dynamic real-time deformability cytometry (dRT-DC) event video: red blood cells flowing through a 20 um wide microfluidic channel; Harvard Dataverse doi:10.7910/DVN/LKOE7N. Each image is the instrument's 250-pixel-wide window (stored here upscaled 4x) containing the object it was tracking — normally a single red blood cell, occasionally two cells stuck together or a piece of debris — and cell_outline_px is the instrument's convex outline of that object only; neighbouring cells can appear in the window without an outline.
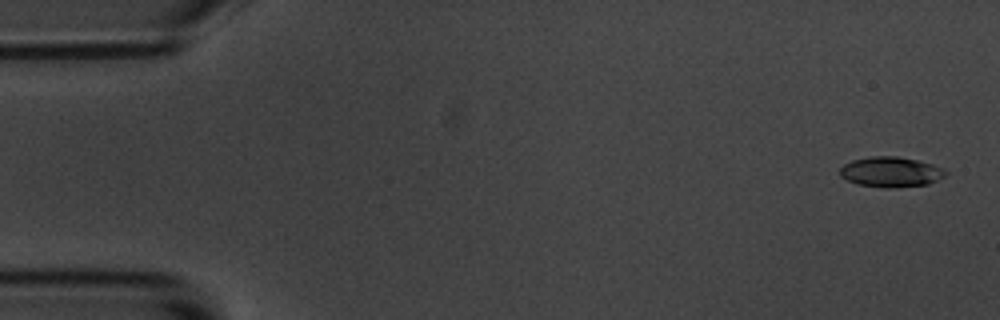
{"species": "common noctule bat (a hibernating species)", "species_latin": "Nyctalus noctula", "temperature_condition": "room temperature", "stored_images_in_passage": 4, "camera_frame_rate_fps": 3000, "um_per_image_px": 0.085, "animal": {"sex": "male", "body_mass_g": 20.1, "forearm_length_mm": 53.5}, "frame": {"image": 1, "passage_image": 1, "time_ms": 0.0, "image_size_px": [1000, 320], "cell_outline_px": [[948, 172], [944, 176], [928, 184], [892, 188], [884, 188], [856, 184], [840, 176], [840, 168], [844, 164], [852, 160], [868, 156], [896, 156], [916, 160], [932, 164], [944, 168]], "centroid_in_image_um": [75.7, 14.61], "position_along_channel_um": 9.3, "area_um2": 18.67}}
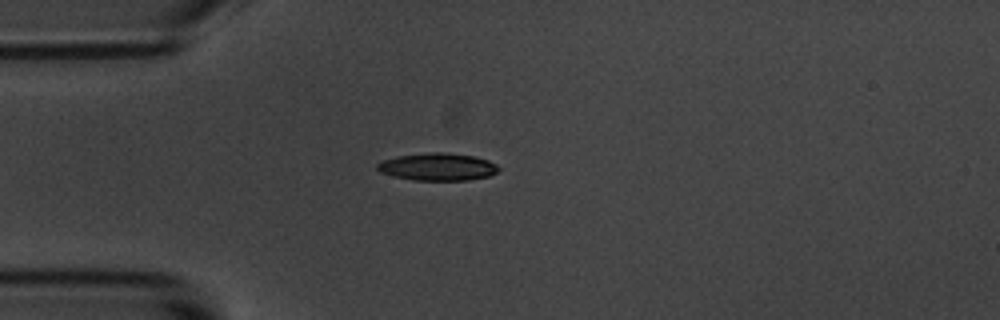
{"frame": {"image": 2, "passage_image": 4, "time_ms": 4.333, "image_size_px": [1000, 320], "cell_outline_px": [[500, 168], [496, 172], [488, 176], [468, 180], [412, 180], [392, 176], [380, 172], [376, 168], [376, 164], [384, 160], [396, 156], [432, 152], [444, 152], [472, 156], [488, 160], [496, 164]], "centroid_in_image_um": [37.17, 14.18], "position_along_channel_um": 47.8, "area_um2": 19.36}}